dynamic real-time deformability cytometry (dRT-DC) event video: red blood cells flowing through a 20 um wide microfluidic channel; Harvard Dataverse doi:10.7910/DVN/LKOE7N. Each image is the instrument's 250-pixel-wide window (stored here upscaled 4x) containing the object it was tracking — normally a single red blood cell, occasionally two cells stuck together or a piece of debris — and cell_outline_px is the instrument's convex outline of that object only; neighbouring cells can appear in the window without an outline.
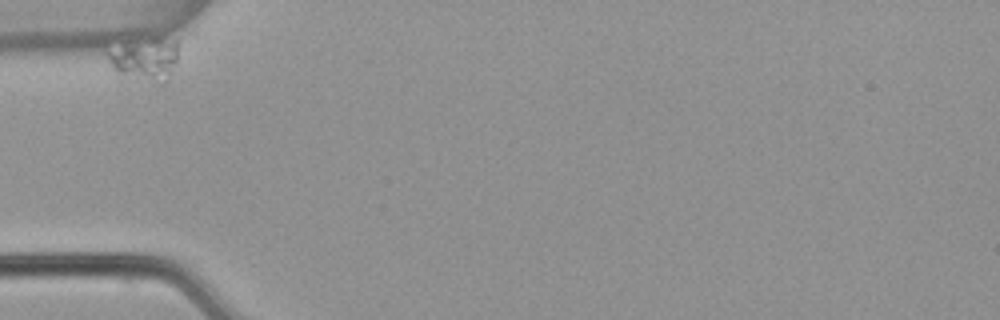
{"species": "common noctule bat (a hibernating species)", "species_latin": "Nyctalus noctula", "temperature_condition": "warm", "stored_images_in_passage": 42, "camera_frame_rate_fps": 3000, "um_per_image_px": 0.085, "animal": {"sex": "female", "body_mass_g": 22.7, "forearm_length_mm": 54.2}, "frame": {"image": 1, "passage_image": 1, "time_ms": 0.0, "image_size_px": [1000, 320], "cell_outline_px": [[180, 40], [176, 60], [168, 80], [164, 84], [160, 84], [116, 72], [108, 60], [108, 52], [156, 36], [160, 36]], "centroid_in_image_um": [12.48, 5.02], "position_along_channel_um": 72.5, "area_um2": 17.11}}
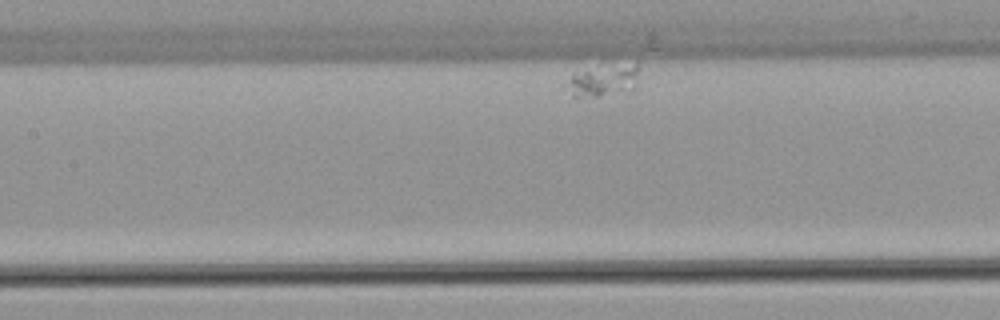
{"frame": {"image": 2, "passage_image": 16, "time_ms": 5.0, "image_size_px": [1000, 320], "cell_outline_px": [[640, 60], [636, 76], [632, 88], [628, 92], [596, 96], [572, 96], [572, 72], [636, 60]], "centroid_in_image_um": [51.43, 6.77], "position_along_channel_um": 156.0, "area_um2": 13.06}}
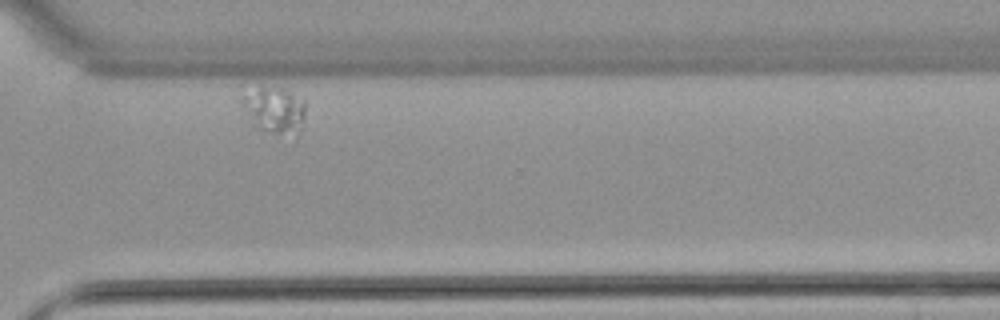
{"frame": {"image": 3, "passage_image": 39, "time_ms": 12.667, "image_size_px": [1000, 320], "cell_outline_px": [[304, 120], [300, 132], [296, 136], [272, 132], [256, 128], [240, 100], [244, 96], [260, 88], [284, 88], [304, 100]], "centroid_in_image_um": [23.4, 9.39], "position_along_channel_um": 347.2, "area_um2": 16.65}}